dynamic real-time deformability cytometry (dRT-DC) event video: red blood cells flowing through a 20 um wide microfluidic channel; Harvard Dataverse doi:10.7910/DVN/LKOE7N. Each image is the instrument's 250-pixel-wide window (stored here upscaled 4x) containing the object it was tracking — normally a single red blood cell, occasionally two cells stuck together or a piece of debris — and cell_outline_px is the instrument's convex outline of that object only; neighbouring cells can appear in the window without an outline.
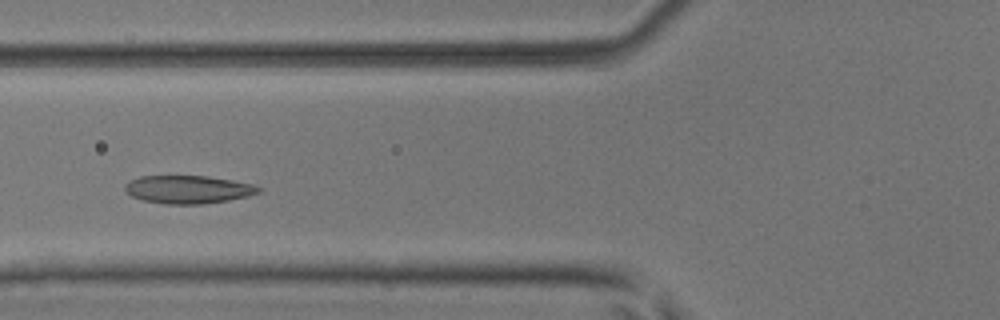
{"species": "common noctule bat (a hibernating species)", "species_latin": "Nyctalus noctula", "temperature_condition": "room temperature", "stored_images_in_passage": 47, "camera_frame_rate_fps": 3000, "um_per_image_px": 0.085, "animal": {"sex": "male", "body_mass_g": 17.9, "forearm_length_mm": 54.2}, "frame": {"image": 1, "passage_image": 14, "time_ms": 4.333, "image_size_px": [1000, 320], "cell_outline_px": [[260, 192], [248, 196], [228, 200], [200, 204], [168, 204], [144, 200], [132, 196], [124, 192], [124, 184], [128, 180], [140, 176], [208, 176], [232, 180], [252, 184], [260, 188]], "centroid_in_image_um": [15.94, 16.09], "position_along_channel_um": 109.9, "area_um2": 21.79}}
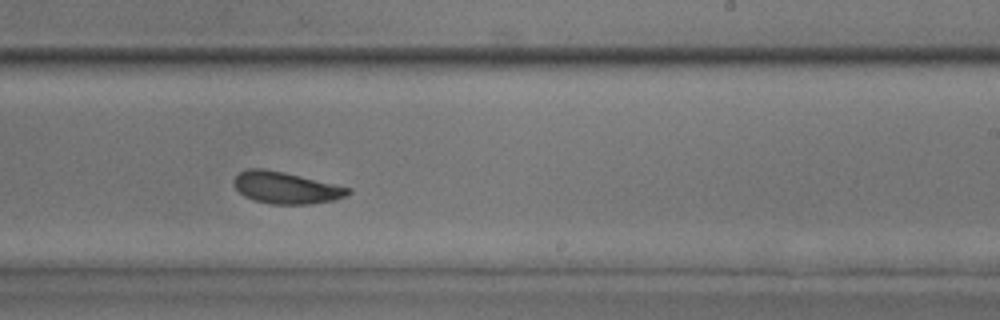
{"frame": {"image": 2, "passage_image": 26, "time_ms": 8.333, "image_size_px": [1000, 320], "cell_outline_px": [[352, 192], [336, 200], [308, 204], [272, 204], [256, 200], [244, 196], [232, 184], [232, 180], [240, 172], [248, 168], [264, 168], [284, 172], [352, 188]], "centroid_in_image_um": [24.3, 15.95], "position_along_channel_um": 264.7, "area_um2": 21.15}}
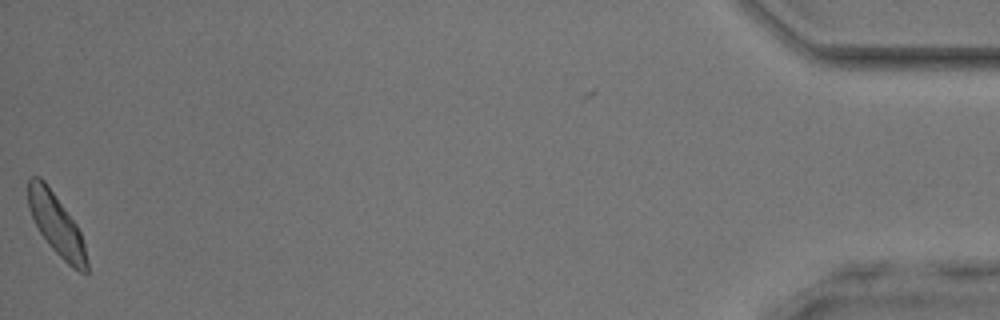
{"frame": {"image": 3, "passage_image": 46, "time_ms": 15.0, "image_size_px": [1000, 320], "cell_outline_px": [[88, 272], [80, 272], [72, 268], [48, 244], [40, 232], [28, 208], [28, 180], [32, 176], [40, 176], [44, 180], [76, 224], [80, 232], [84, 244], [88, 264]], "centroid_in_image_um": [4.79, 19.08], "position_along_channel_um": 430.4, "area_um2": 20.58}, "authors_computed_cell_mechanics": {"area_um2": 21.3282, "velocity_mm_per_s": 3.8932, "shape_relaxation_time_tau1_ms": 2.6462, "shape_relaxation_time_tau2_ms": 1.8204, "deformation_change_tau1": 0.1017, "deformation_change_tau2": 0.056}}